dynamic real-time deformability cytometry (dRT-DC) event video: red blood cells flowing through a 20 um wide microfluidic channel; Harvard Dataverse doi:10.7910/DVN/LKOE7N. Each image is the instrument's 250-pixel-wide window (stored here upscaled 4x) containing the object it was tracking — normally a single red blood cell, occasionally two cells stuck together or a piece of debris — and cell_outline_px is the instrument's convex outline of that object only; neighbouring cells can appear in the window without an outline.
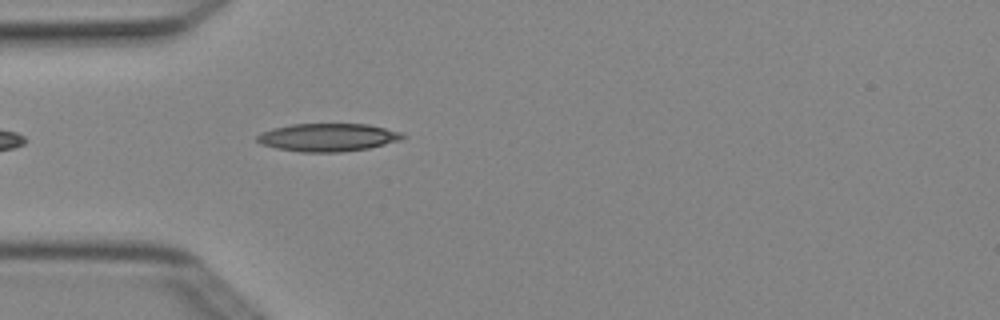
{"species": "Egyptian fruit bat (a non-hibernating species)", "species_latin": "Rousettus aegyptiacus", "temperature_condition": "cold", "stored_images_in_passage": 4, "camera_frame_rate_fps": 3000, "um_per_image_px": 0.085, "animal": {"sex": "female"}, "frame": {"image": 1, "passage_image": 4, "time_ms": 1.0, "image_size_px": [1000, 320], "cell_outline_px": [[404, 136], [400, 140], [368, 148], [340, 152], [300, 152], [276, 148], [260, 144], [256, 140], [256, 136], [272, 128], [292, 124], [368, 124], [400, 132]], "centroid_in_image_um": [27.82, 11.68], "position_along_channel_um": 57.2, "area_um2": 23.52}}